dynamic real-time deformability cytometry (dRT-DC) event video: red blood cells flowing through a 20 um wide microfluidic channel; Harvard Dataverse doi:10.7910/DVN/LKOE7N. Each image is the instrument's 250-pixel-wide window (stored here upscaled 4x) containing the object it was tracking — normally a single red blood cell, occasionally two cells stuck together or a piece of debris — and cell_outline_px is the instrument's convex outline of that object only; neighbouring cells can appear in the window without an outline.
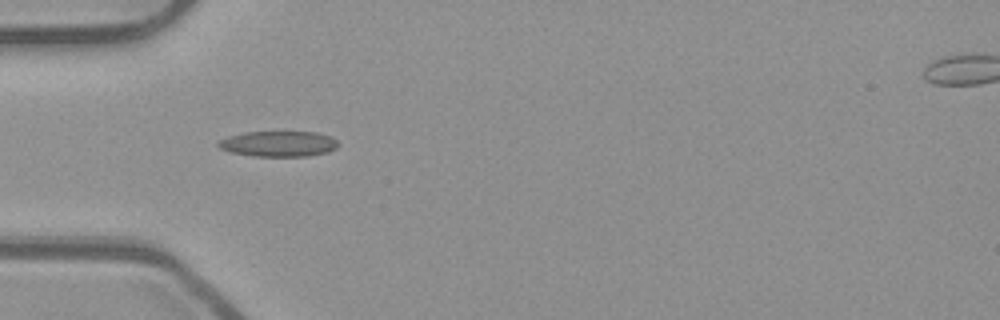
{"species": "common noctule bat (a hibernating species)", "species_latin": "Nyctalus noctula", "temperature_condition": "room temperature", "stored_images_in_passage": 40, "camera_frame_rate_fps": 3000, "um_per_image_px": 0.085, "animal": {"sex": "male", "body_mass_g": 23.1, "forearm_length_mm": 52.7}, "frame": {"image": 1, "passage_image": 4, "time_ms": 1.0, "image_size_px": [1000, 320], "cell_outline_px": [[340, 144], [336, 148], [328, 152], [308, 156], [252, 156], [232, 152], [220, 148], [216, 144], [220, 140], [228, 136], [244, 132], [316, 132], [332, 136]], "centroid_in_image_um": [23.7, 12.22], "position_along_channel_um": 61.3, "area_um2": 17.92}}
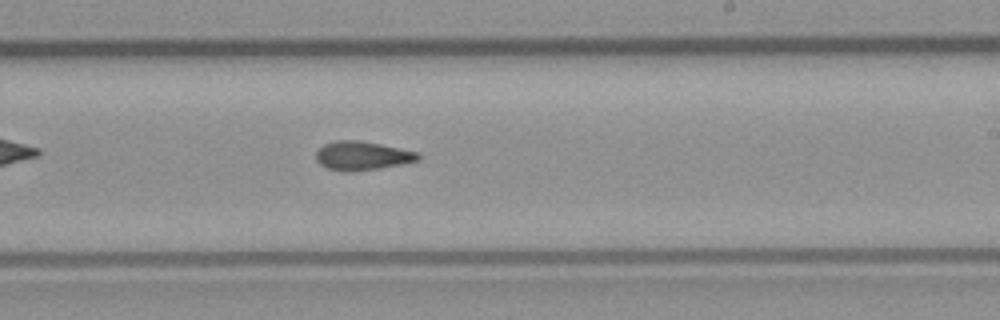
{"frame": {"image": 2, "passage_image": 19, "time_ms": 6.0, "image_size_px": [1000, 320], "cell_outline_px": [[420, 160], [380, 168], [352, 172], [344, 172], [328, 168], [320, 164], [316, 160], [316, 152], [324, 144], [336, 140], [360, 140], [380, 144], [416, 152], [420, 156]], "centroid_in_image_um": [30.75, 13.24], "position_along_channel_um": 258.2, "area_um2": 17.05}}
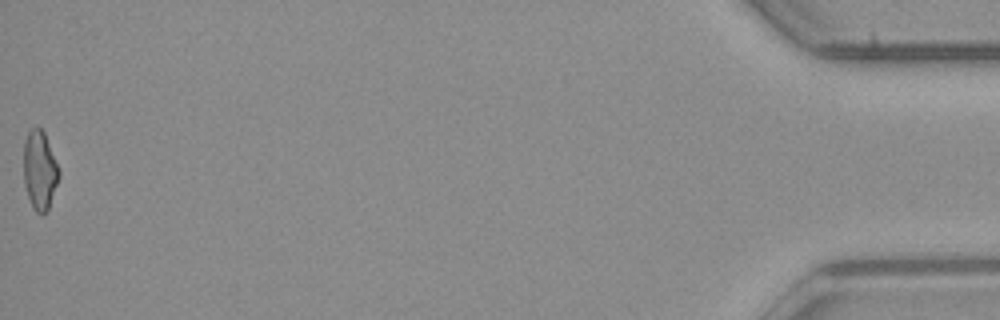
{"frame": {"image": 3, "passage_image": 40, "time_ms": 13.0, "image_size_px": [1000, 320], "cell_outline_px": [[60, 176], [48, 212], [40, 216], [32, 208], [24, 184], [24, 140], [28, 132], [32, 128], [40, 128], [44, 132], [60, 172]], "centroid_in_image_um": [3.38, 14.54], "position_along_channel_um": 431.8, "area_um2": 16.36}, "authors_computed_cell_mechanics": {"area_um2": 16.7331, "velocity_mm_per_s": 3.9708, "shape_relaxation_time_tau1_ms": null, "shape_relaxation_time_tau2_ms": 2.8648, "deformation_change_tau1": null, "deformation_change_tau2": 0.1031}}